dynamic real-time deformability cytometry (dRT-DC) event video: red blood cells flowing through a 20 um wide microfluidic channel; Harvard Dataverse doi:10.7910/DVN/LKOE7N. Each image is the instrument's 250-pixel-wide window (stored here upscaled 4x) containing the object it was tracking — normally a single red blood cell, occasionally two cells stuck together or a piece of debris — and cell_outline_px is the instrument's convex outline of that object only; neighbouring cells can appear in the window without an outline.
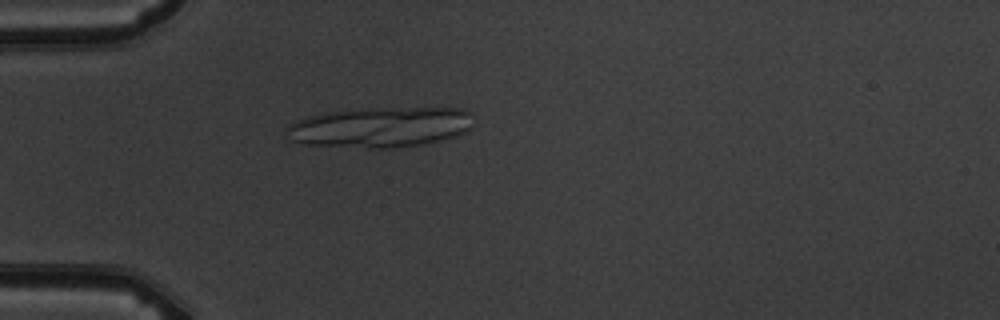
{"species": "common noctule bat (a hibernating species)", "species_latin": "Nyctalus noctula", "temperature_condition": "warm", "stored_images_in_passage": 5, "segment_of_instrument_passage": [1, 2], "camera_frame_rate_fps": 3000, "um_per_image_px": 0.085, "animal": {"sex": "male", "body_mass_g": 19.5, "forearm_length_mm": 54.6}, "frame": {"image": 1, "passage_image": 4, "time_ms": 4.333, "image_size_px": [1000, 320], "cell_outline_px": [[472, 112], [468, 132], [436, 140], [400, 148], [368, 148], [308, 144], [292, 140], [284, 128], [288, 124], [296, 120], [308, 116], [328, 112], [408, 108], [464, 108]], "centroid_in_image_um": [32.32, 10.82], "position_along_channel_um": 52.7, "area_um2": 43.06}}